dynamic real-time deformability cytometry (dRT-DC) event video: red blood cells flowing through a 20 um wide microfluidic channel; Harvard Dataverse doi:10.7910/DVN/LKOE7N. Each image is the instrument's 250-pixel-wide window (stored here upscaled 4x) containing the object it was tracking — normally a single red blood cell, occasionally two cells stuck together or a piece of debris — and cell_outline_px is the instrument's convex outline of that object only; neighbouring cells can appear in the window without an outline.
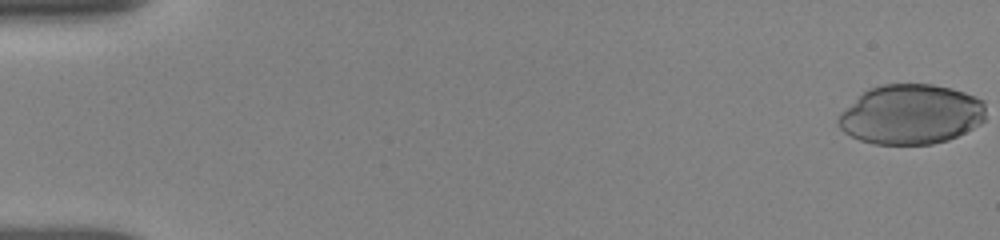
{"species": "human", "species_latin": "Homo sapiens", "temperature_condition": "room temperature", "stored_images_in_passage": 40, "camera_frame_rate_fps": 3000, "um_per_image_px": 0.085, "donor": {"sex": "female"}, "frame": {"image": 1, "passage_image": 1, "time_ms": 0.0, "image_size_px": [1000, 240], "cell_outline_px": [[984, 120], [980, 124], [948, 140], [932, 144], [872, 144], [860, 140], [844, 132], [836, 124], [836, 120], [840, 112], [868, 88], [884, 84], [932, 84], [952, 88], [976, 96], [984, 100]], "centroid_in_image_um": [77.41, 9.72], "position_along_channel_um": 7.6, "area_um2": 51.62}}
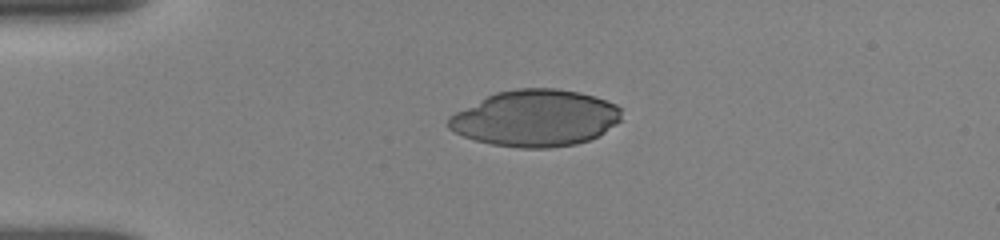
{"frame": {"image": 2, "passage_image": 11, "time_ms": 4.0, "image_size_px": [1000, 240], "cell_outline_px": [[620, 120], [616, 124], [604, 132], [588, 140], [576, 144], [548, 148], [520, 148], [492, 144], [476, 140], [464, 136], [448, 128], [448, 116], [496, 92], [516, 88], [556, 88], [580, 92], [616, 104], [620, 108]], "centroid_in_image_um": [45.51, 10.04], "position_along_channel_um": 39.5, "area_um2": 56.64}}